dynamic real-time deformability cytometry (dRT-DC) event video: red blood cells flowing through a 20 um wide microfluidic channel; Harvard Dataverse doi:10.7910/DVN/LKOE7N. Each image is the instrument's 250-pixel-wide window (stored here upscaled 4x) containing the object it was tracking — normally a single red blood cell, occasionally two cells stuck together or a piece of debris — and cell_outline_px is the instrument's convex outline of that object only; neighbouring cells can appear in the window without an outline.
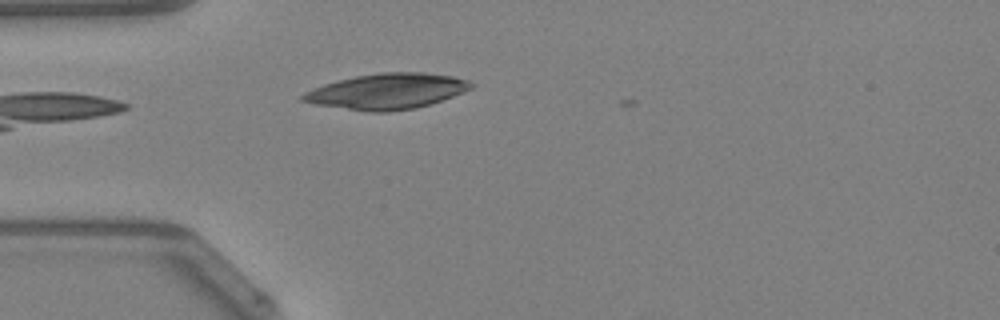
{"species": "Egyptian fruit bat (a non-hibernating species)", "species_latin": "Rousettus aegyptiacus", "temperature_condition": "warm", "stored_images_in_passage": 3, "camera_frame_rate_fps": 3000, "um_per_image_px": 0.085, "animal": {"sex": "female"}, "frame": {"image": 1, "passage_image": 2, "time_ms": 0.333, "image_size_px": [1000, 320], "cell_outline_px": [[476, 84], [472, 88], [464, 92], [416, 108], [388, 112], [368, 112], [316, 104], [300, 100], [300, 96], [304, 92], [312, 88], [324, 84], [356, 76], [380, 72], [424, 72], [452, 76], [468, 80]], "centroid_in_image_um": [32.9, 7.76], "position_along_channel_um": 52.1, "area_um2": 34.85}}